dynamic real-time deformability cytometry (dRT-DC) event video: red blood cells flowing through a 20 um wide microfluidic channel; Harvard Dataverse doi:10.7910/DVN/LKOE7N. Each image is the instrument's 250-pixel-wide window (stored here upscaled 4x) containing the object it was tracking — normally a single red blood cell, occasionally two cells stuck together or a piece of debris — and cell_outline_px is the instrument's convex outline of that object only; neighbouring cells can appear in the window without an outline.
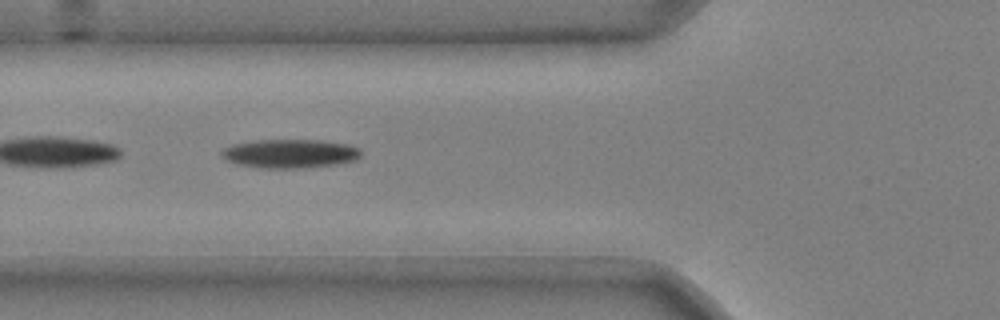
{"species": "common noctule bat (a hibernating species)", "species_latin": "Nyctalus noctula", "temperature_condition": "cold", "stored_images_in_passage": 49, "camera_frame_rate_fps": 3000, "um_per_image_px": 0.085, "animal": {"sex": "male", "body_mass_g": 20.4}, "frame": {"image": 1, "passage_image": 17, "time_ms": 5.333, "image_size_px": [1000, 320], "cell_outline_px": [[360, 156], [356, 160], [336, 164], [304, 168], [260, 168], [236, 164], [228, 160], [220, 152], [224, 148], [232, 144], [256, 140], [324, 140], [348, 144], [360, 148]], "centroid_in_image_um": [24.67, 13.05], "position_along_channel_um": 101.1, "area_um2": 23.47}}
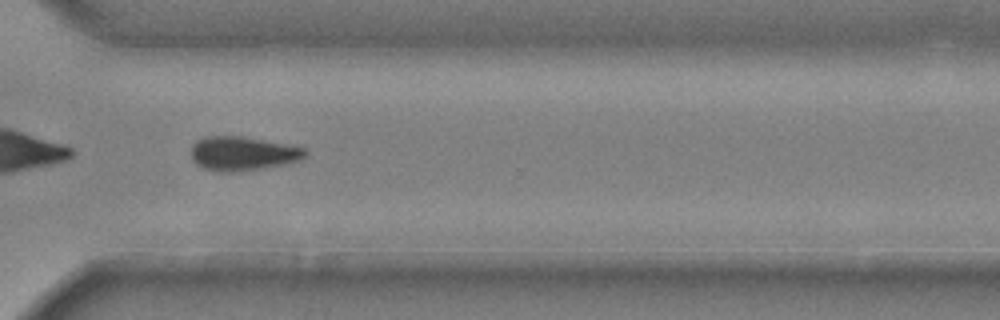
{"frame": {"image": 2, "passage_image": 37, "time_ms": 12.0, "image_size_px": [1000, 320], "cell_outline_px": [[308, 152], [300, 160], [288, 164], [232, 172], [216, 172], [204, 168], [196, 164], [192, 160], [192, 144], [196, 140], [204, 136], [244, 136], [304, 148]], "centroid_in_image_um": [20.6, 13.05], "position_along_channel_um": 350.0, "area_um2": 22.66}}
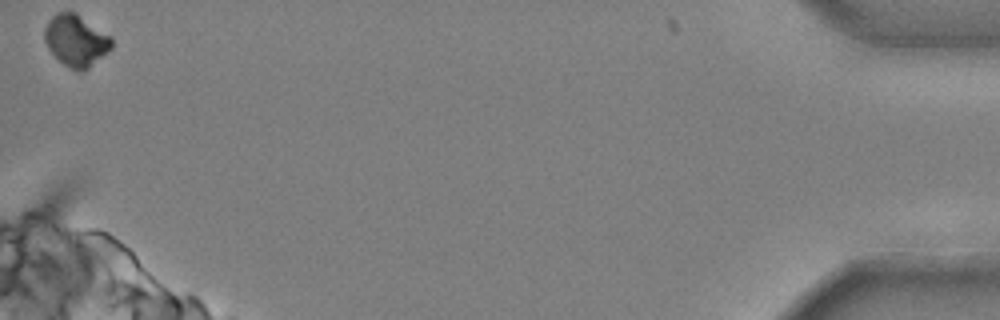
{"frame": {"image": 3, "passage_image": 49, "time_ms": 16.0, "image_size_px": [1000, 320], "cell_outline_px": [[112, 48], [108, 52], [84, 72], [72, 68], [64, 64], [48, 48], [44, 40], [44, 28], [48, 20], [56, 12], [76, 12], [112, 36]], "centroid_in_image_um": [6.48, 3.42], "position_along_channel_um": 428.7, "area_um2": 20.23}}